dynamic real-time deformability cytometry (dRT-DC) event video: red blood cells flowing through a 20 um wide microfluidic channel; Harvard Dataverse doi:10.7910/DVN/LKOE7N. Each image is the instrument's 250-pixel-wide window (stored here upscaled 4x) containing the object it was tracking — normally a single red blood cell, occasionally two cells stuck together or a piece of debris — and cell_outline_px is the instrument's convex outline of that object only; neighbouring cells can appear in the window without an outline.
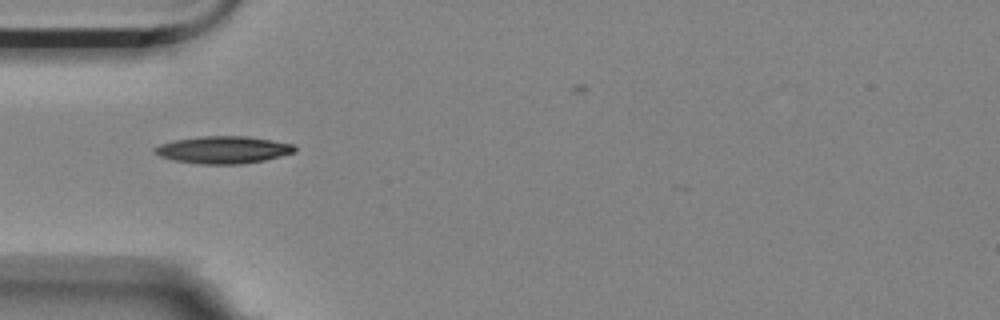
{"species": "Egyptian fruit bat (a non-hibernating species)", "species_latin": "Rousettus aegyptiacus", "temperature_condition": "room temperature", "stored_images_in_passage": 32, "camera_frame_rate_fps": 3000, "um_per_image_px": 0.085, "animal": {"sex": "female"}, "frame": {"image": 1, "passage_image": 1, "time_ms": 0.0, "image_size_px": [1000, 320], "cell_outline_px": [[296, 152], [264, 160], [240, 164], [200, 164], [172, 160], [160, 156], [152, 152], [152, 148], [160, 144], [176, 140], [200, 136], [248, 136], [272, 140], [292, 144], [296, 148]], "centroid_in_image_um": [18.94, 12.73], "position_along_channel_um": 66.1, "area_um2": 22.31}}
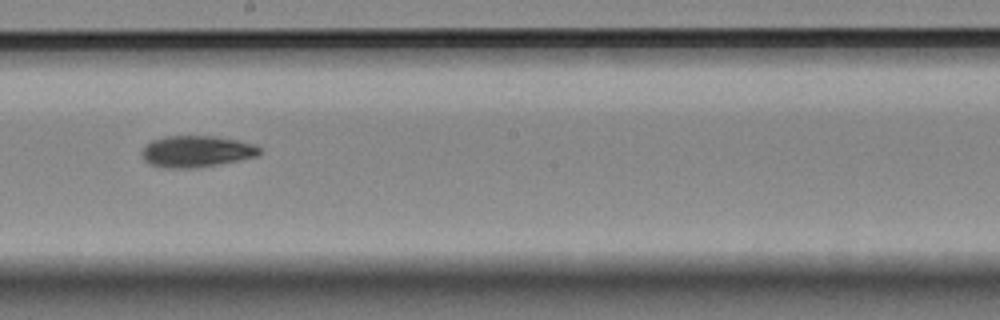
{"frame": {"image": 2, "passage_image": 15, "time_ms": 4.667, "image_size_px": [1000, 320], "cell_outline_px": [[260, 152], [256, 156], [216, 164], [192, 168], [164, 168], [148, 164], [144, 160], [144, 148], [152, 140], [164, 136], [216, 136], [256, 144], [260, 148]], "centroid_in_image_um": [16.69, 12.86], "position_along_channel_um": 231.5, "area_um2": 21.27}}
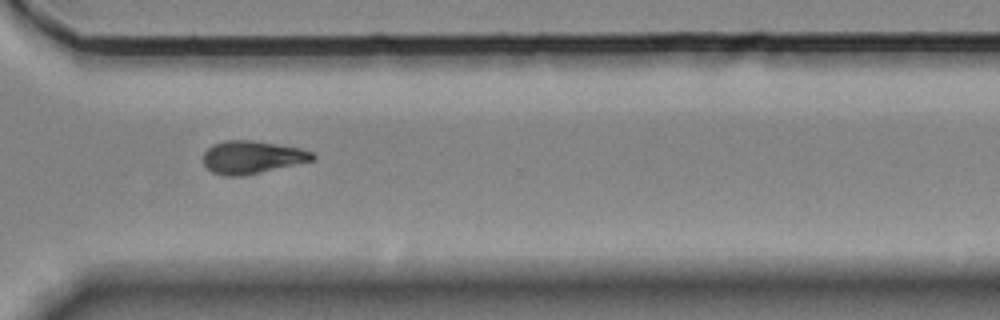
{"frame": {"image": 3, "passage_image": 25, "time_ms": 8.0, "image_size_px": [1000, 320], "cell_outline_px": [[316, 160], [244, 176], [220, 176], [212, 172], [204, 164], [204, 152], [212, 144], [224, 140], [256, 140], [300, 148], [312, 152], [316, 156]], "centroid_in_image_um": [21.44, 13.36], "position_along_channel_um": 349.2, "area_um2": 21.21}}